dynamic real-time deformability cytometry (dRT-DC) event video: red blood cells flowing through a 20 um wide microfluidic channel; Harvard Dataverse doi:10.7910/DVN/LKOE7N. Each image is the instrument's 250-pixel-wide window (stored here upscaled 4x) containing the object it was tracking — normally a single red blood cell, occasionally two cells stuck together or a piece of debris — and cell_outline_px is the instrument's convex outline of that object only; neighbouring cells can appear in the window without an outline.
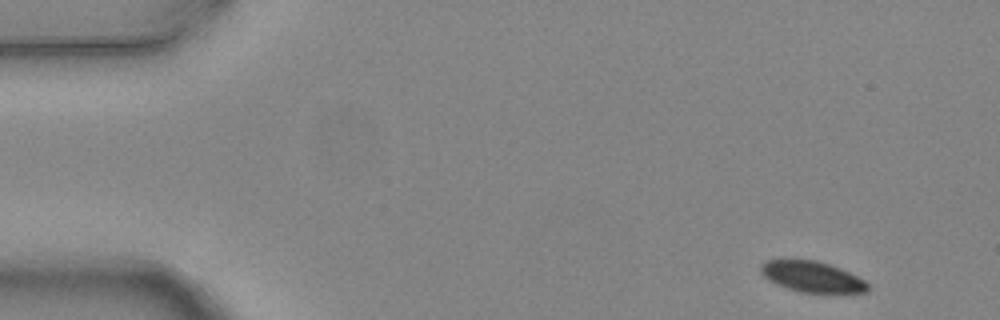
{"species": "common noctule bat (a hibernating species)", "species_latin": "Nyctalus noctula", "temperature_condition": "warm", "stored_images_in_passage": 9, "camera_frame_rate_fps": 3000, "um_per_image_px": 0.085, "animal": {"sex": "female", "body_mass_g": 24.6, "forearm_length_mm": 56.2}, "frame": {"image": 1, "passage_image": 1, "time_ms": 0.0, "image_size_px": [1000, 320], "cell_outline_px": [[868, 292], [800, 292], [776, 284], [768, 280], [760, 272], [760, 264], [764, 260], [816, 260], [840, 268], [864, 280], [868, 284]], "centroid_in_image_um": [68.98, 23.51], "position_along_channel_um": 16.0, "area_um2": 18.96}}
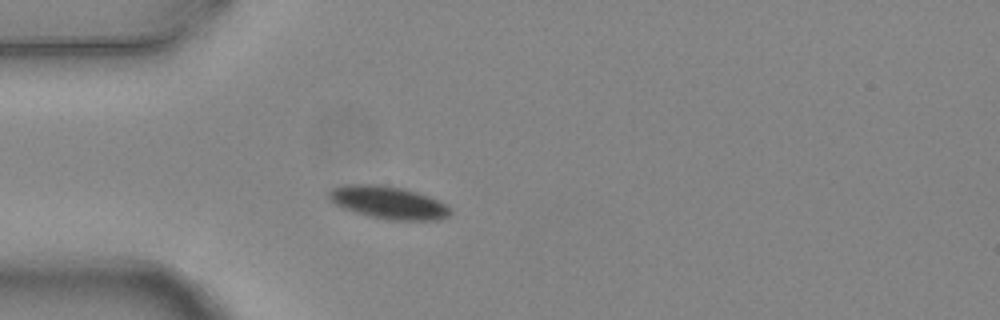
{"frame": {"image": 2, "passage_image": 4, "time_ms": 1.0, "image_size_px": [1000, 320], "cell_outline_px": [[452, 212], [448, 216], [440, 220], [392, 220], [368, 216], [332, 204], [328, 200], [328, 192], [332, 188], [344, 184], [380, 184], [404, 188], [440, 200], [448, 204], [452, 208]], "centroid_in_image_um": [33.02, 17.21], "position_along_channel_um": 52.0, "area_um2": 23.52}}